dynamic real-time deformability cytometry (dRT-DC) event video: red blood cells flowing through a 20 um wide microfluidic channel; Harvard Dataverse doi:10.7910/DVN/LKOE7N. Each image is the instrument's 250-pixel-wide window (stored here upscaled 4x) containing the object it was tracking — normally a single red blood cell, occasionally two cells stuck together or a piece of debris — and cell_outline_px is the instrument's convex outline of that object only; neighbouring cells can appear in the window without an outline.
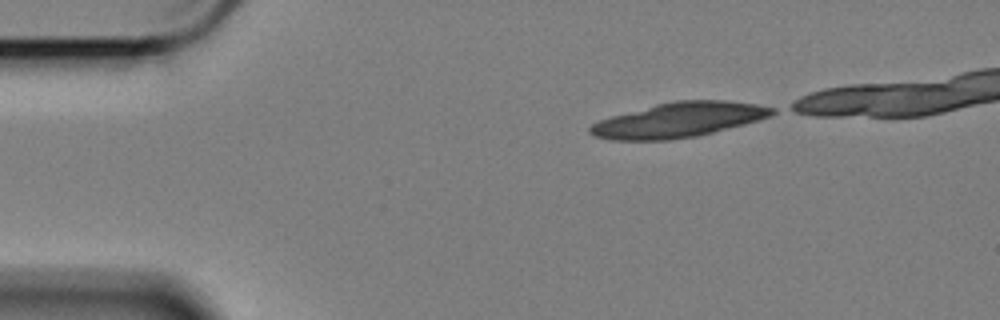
{"species": "Egyptian fruit bat (a non-hibernating species)", "species_latin": "Rousettus aegyptiacus", "temperature_condition": "cold", "stored_images_in_passage": 36, "camera_frame_rate_fps": 3000, "um_per_image_px": 0.085, "animal": {"sex": "female"}, "frame": {"image": 1, "passage_image": 1, "time_ms": 0.0, "image_size_px": [1000, 320], "cell_outline_px": [[776, 112], [768, 116], [744, 124], [696, 136], [668, 140], [612, 140], [592, 136], [588, 132], [588, 128], [592, 124], [600, 120], [612, 116], [656, 104], [676, 100], [724, 100], [756, 104], [776, 108]], "centroid_in_image_um": [57.65, 10.19], "position_along_channel_um": 27.4, "area_um2": 36.65}}